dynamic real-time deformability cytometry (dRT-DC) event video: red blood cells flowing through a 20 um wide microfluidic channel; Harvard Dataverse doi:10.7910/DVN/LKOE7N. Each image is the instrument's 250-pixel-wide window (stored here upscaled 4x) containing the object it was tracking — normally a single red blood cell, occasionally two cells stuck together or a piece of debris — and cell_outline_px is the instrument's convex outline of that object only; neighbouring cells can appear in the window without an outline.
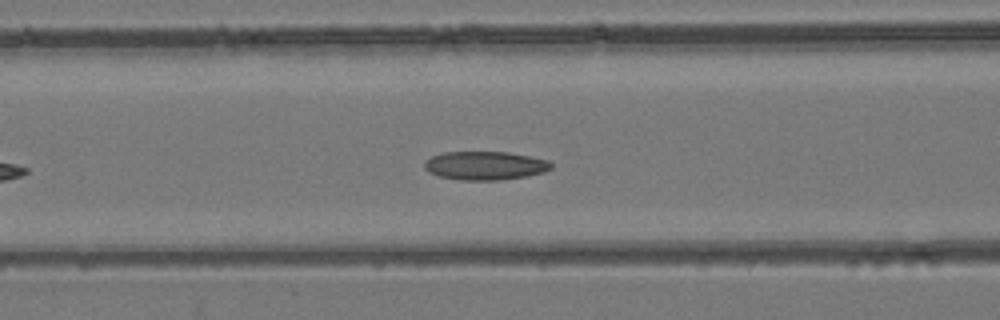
{"species": "common noctule bat (a hibernating species)", "species_latin": "Nyctalus noctula", "temperature_condition": "room temperature", "stored_images_in_passage": 40, "camera_frame_rate_fps": 3000, "um_per_image_px": 0.085, "animal": {"sex": "female", "body_mass_g": 24.6, "forearm_length_mm": 56.2}, "frame": {"image": 1, "passage_image": 10, "time_ms": 3.0, "image_size_px": [1000, 320], "cell_outline_px": [[552, 168], [544, 172], [528, 176], [500, 180], [460, 180], [436, 176], [428, 172], [424, 168], [424, 164], [432, 156], [444, 152], [508, 152], [548, 160], [552, 164]], "centroid_in_image_um": [41.23, 14.08], "position_along_channel_um": 125.4, "area_um2": 21.15}}
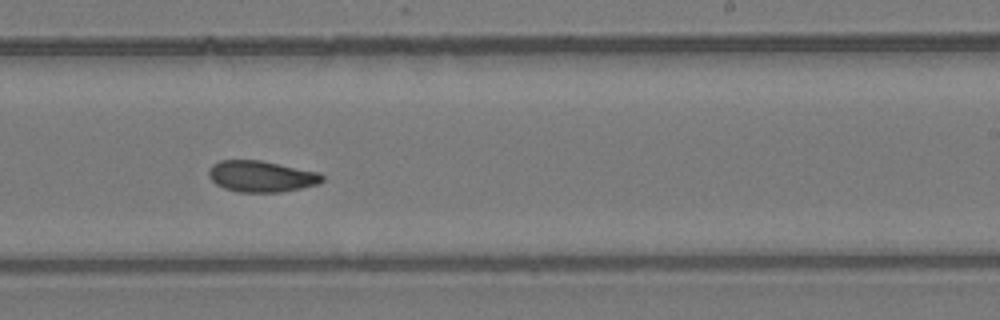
{"frame": {"image": 2, "passage_image": 20, "time_ms": 6.333, "image_size_px": [1000, 320], "cell_outline_px": [[324, 180], [316, 184], [300, 188], [280, 192], [236, 192], [224, 188], [216, 184], [208, 176], [208, 172], [212, 164], [220, 160], [260, 160], [320, 172], [324, 176]], "centroid_in_image_um": [22.2, 14.98], "position_along_channel_um": 266.8, "area_um2": 20.69}}
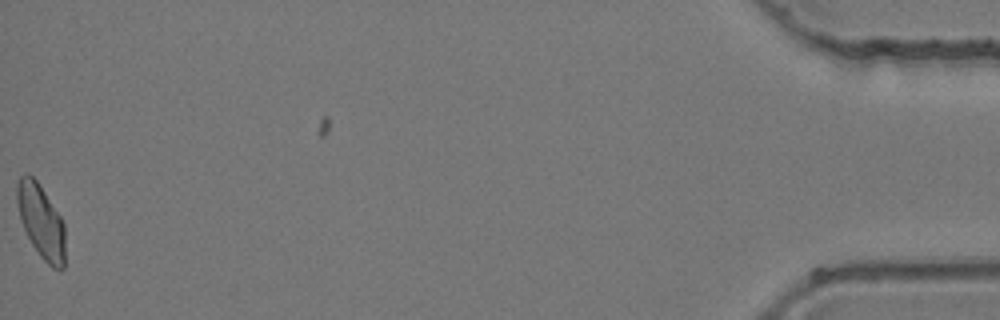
{"frame": {"image": 3, "passage_image": 39, "time_ms": 12.667, "image_size_px": [1000, 320], "cell_outline_px": [[64, 268], [52, 268], [40, 256], [32, 244], [20, 220], [16, 200], [16, 188], [20, 176], [24, 172], [28, 172], [36, 180], [60, 216], [64, 224]], "centroid_in_image_um": [3.46, 18.79], "position_along_channel_um": 431.7, "area_um2": 20.46}}